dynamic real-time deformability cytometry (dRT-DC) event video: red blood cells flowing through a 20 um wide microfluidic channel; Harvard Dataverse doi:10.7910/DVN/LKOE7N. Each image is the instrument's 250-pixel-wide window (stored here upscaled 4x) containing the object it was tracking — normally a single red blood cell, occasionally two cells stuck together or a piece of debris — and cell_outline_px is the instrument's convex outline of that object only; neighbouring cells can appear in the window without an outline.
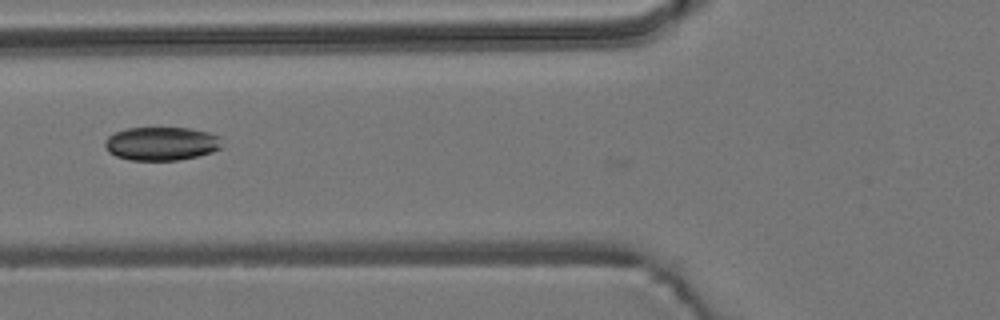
{"species": "common noctule bat (a hibernating species)", "species_latin": "Nyctalus noctula", "temperature_condition": "room temperature", "stored_images_in_passage": 4, "camera_frame_rate_fps": 3000, "um_per_image_px": 0.085, "animal": {"sex": "male", "body_mass_g": 19.2, "forearm_length_mm": 51.8}, "frame": {"image": 1, "passage_image": 4, "time_ms": 3.667, "image_size_px": [1000, 320], "cell_outline_px": [[220, 148], [212, 152], [196, 156], [176, 160], [128, 160], [116, 156], [108, 152], [104, 144], [104, 140], [108, 136], [116, 132], [128, 128], [188, 128], [208, 132], [220, 136]], "centroid_in_image_um": [13.69, 12.21], "position_along_channel_um": 112.1, "area_um2": 22.77}}